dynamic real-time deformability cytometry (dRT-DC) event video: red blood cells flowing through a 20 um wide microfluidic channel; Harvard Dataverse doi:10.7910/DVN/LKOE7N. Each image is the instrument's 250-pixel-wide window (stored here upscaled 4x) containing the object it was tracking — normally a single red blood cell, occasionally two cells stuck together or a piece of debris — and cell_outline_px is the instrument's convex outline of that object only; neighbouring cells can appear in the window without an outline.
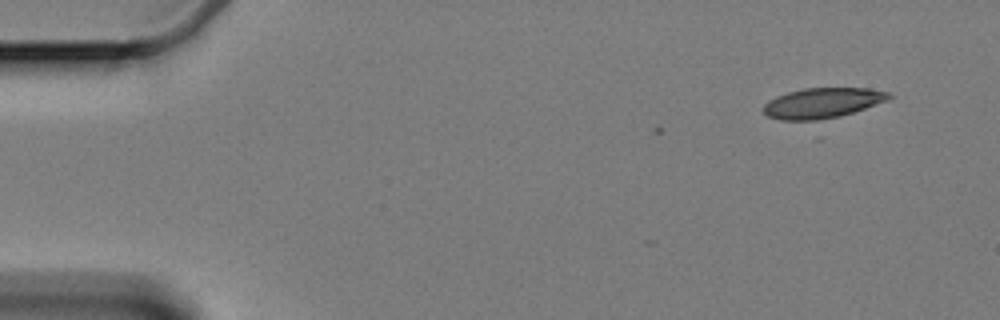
{"species": "Egyptian fruit bat (a non-hibernating species)", "species_latin": "Rousettus aegyptiacus", "temperature_condition": "cold", "stored_images_in_passage": 3, "camera_frame_rate_fps": 3000, "um_per_image_px": 0.085, "animal": {"sex": "female"}, "frame": {"image": 1, "passage_image": 3, "time_ms": 0.667, "image_size_px": [1000, 320], "cell_outline_px": [[892, 96], [888, 100], [840, 116], [816, 120], [780, 120], [768, 116], [764, 112], [764, 104], [768, 100], [776, 96], [788, 92], [804, 88], [868, 88], [888, 92]], "centroid_in_image_um": [69.88, 8.75], "position_along_channel_um": 15.1, "area_um2": 21.91}}